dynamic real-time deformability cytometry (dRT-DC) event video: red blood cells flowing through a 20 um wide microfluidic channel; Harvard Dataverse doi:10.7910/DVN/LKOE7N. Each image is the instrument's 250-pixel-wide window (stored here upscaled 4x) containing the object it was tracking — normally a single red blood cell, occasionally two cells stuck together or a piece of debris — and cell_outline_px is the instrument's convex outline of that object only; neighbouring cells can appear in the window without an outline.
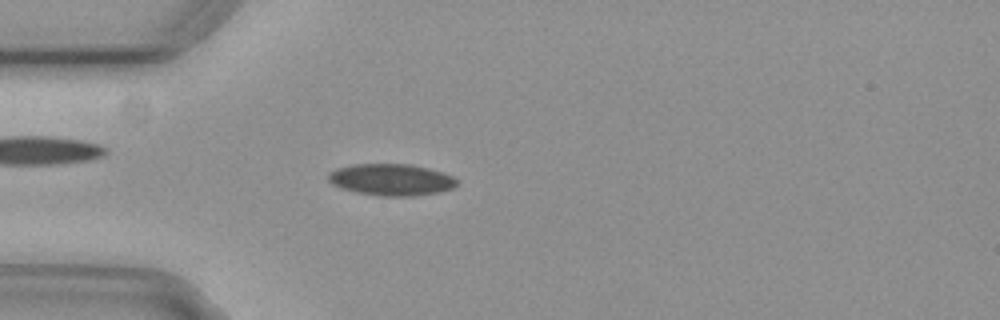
{"species": "common noctule bat (a hibernating species)", "species_latin": "Nyctalus noctula", "temperature_condition": "cold", "stored_images_in_passage": 11, "camera_frame_rate_fps": 3000, "um_per_image_px": 0.085, "animal": {"sex": "female", "body_mass_g": 29.2, "forearm_length_mm": 56.3}, "frame": {"image": 1, "passage_image": 3, "time_ms": 0.667, "image_size_px": [1000, 320], "cell_outline_px": [[460, 180], [452, 188], [440, 192], [412, 196], [380, 196], [356, 192], [332, 184], [328, 180], [328, 172], [336, 168], [352, 164], [412, 164], [444, 172]], "centroid_in_image_um": [33.27, 15.26], "position_along_channel_um": 51.7, "area_um2": 23.87}}